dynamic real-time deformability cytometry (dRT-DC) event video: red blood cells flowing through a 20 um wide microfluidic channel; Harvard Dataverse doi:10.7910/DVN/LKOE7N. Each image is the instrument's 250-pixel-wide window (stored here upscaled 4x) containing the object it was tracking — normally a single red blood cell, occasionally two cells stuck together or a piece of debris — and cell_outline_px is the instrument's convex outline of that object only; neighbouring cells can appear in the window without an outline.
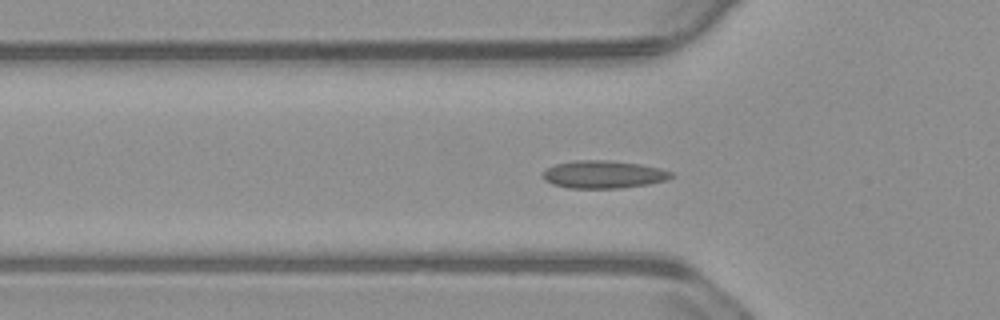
{"species": "common noctule bat (a hibernating species)", "species_latin": "Nyctalus noctula", "temperature_condition": "warm", "stored_images_in_passage": 56, "camera_frame_rate_fps": 3000, "um_per_image_px": 0.085, "animal": {"sex": "male", "body_mass_g": 23.1, "forearm_length_mm": 52.7}, "frame": {"image": 1, "passage_image": 18, "time_ms": 5.667, "image_size_px": [1000, 320], "cell_outline_px": [[676, 176], [668, 180], [648, 184], [620, 188], [568, 188], [552, 184], [544, 180], [540, 176], [540, 172], [556, 164], [576, 160], [608, 160], [640, 164], [660, 168], [672, 172]], "centroid_in_image_um": [51.29, 14.83], "position_along_channel_um": 74.5, "area_um2": 20.98}}
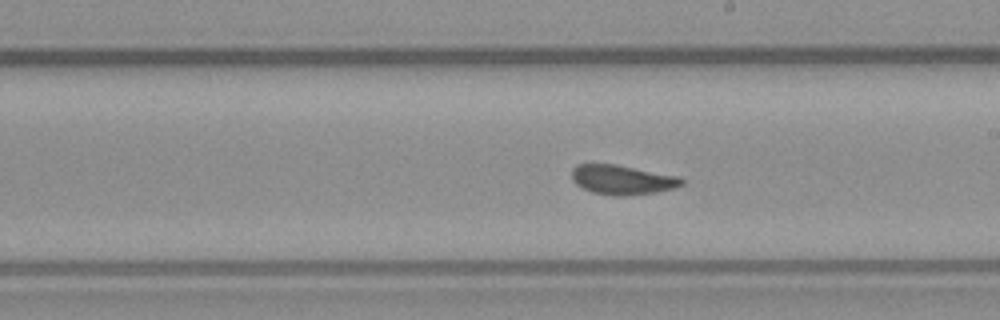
{"frame": {"image": 2, "passage_image": 31, "time_ms": 10.0, "image_size_px": [1000, 320], "cell_outline_px": [[684, 184], [672, 188], [656, 192], [624, 196], [612, 196], [592, 192], [576, 184], [572, 180], [572, 168], [576, 164], [616, 164], [680, 176], [684, 180]], "centroid_in_image_um": [52.89, 15.27], "position_along_channel_um": 236.1, "area_um2": 19.02}}
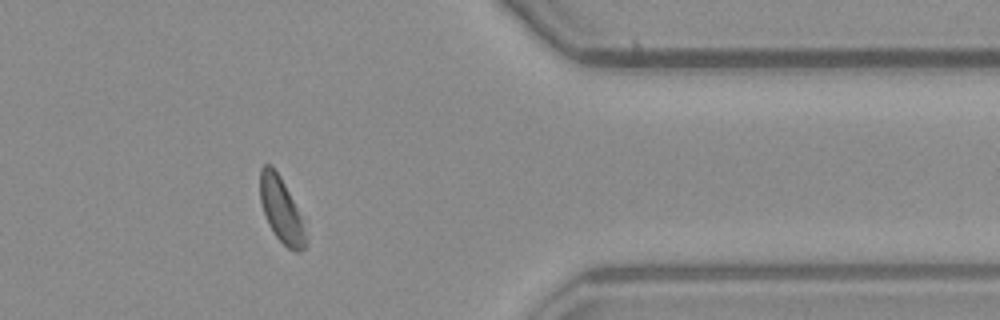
{"frame": {"image": 3, "passage_image": 45, "time_ms": 14.667, "image_size_px": [1000, 320], "cell_outline_px": [[308, 240], [304, 248], [300, 252], [296, 252], [288, 248], [276, 236], [268, 224], [260, 200], [260, 168], [264, 164], [272, 164], [280, 176], [300, 216]], "centroid_in_image_um": [23.89, 17.85], "position_along_channel_um": 387.5, "area_um2": 16.94}, "authors_computed_cell_mechanics": {"area_um2": 19.1896, "velocity_mm_per_s": 3.7106, "shape_relaxation_time_tau1_ms": null, "shape_relaxation_time_tau2_ms": 0.8796, "deformation_change_tau1": null, "deformation_change_tau2": 0.0541}}